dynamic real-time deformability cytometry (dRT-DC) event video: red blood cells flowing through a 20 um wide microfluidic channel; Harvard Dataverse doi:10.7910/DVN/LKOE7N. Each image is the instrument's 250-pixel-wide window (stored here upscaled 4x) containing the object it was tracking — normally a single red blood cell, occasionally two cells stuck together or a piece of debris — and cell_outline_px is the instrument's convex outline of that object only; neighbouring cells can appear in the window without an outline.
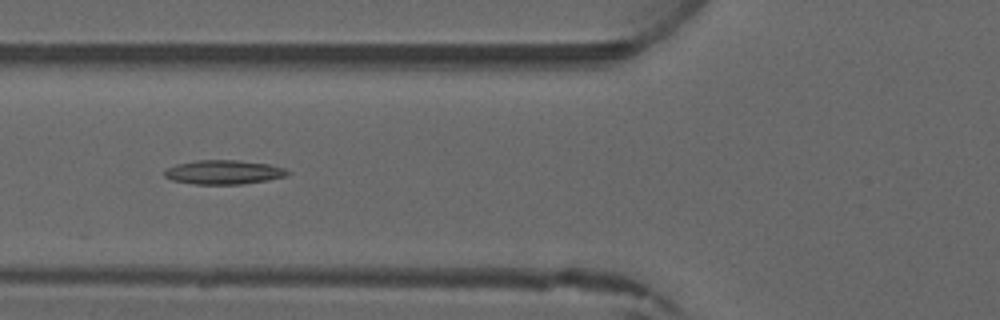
{"species": "common noctule bat (a hibernating species)", "species_latin": "Nyctalus noctula", "temperature_condition": "warm", "stored_images_in_passage": 5, "camera_frame_rate_fps": 3000, "um_per_image_px": 0.085, "animal": {"sex": "male", "forearm_length_mm": 52.5}, "frame": {"image": 1, "passage_image": 4, "time_ms": 4.333, "image_size_px": [1000, 320], "cell_outline_px": [[292, 172], [288, 176], [268, 180], [244, 184], [196, 184], [172, 180], [164, 176], [164, 168], [176, 164], [196, 160], [236, 160], [268, 164], [284, 168]], "centroid_in_image_um": [19.02, 14.63], "position_along_channel_um": 106.8, "area_um2": 17.46}}
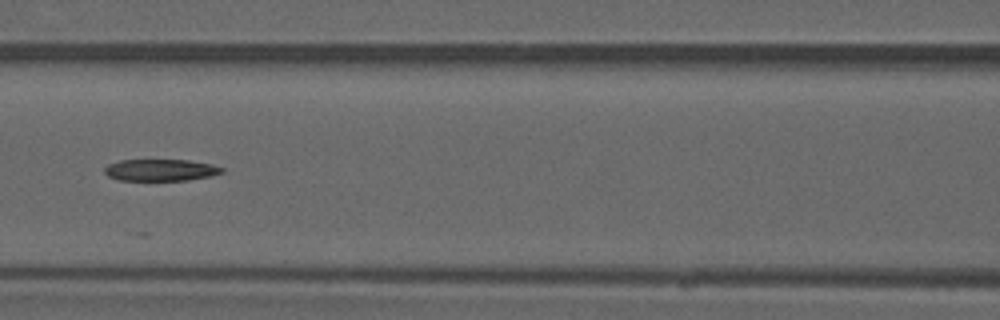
{"frame": {"image": 2, "passage_image": 5, "time_ms": 5.333, "image_size_px": [1000, 320], "cell_outline_px": [[224, 172], [212, 176], [188, 180], [116, 180], [108, 176], [104, 172], [104, 168], [108, 164], [120, 160], [188, 160], [212, 164], [224, 168]], "centroid_in_image_um": [13.66, 14.45], "position_along_channel_um": 152.9, "area_um2": 14.97}}